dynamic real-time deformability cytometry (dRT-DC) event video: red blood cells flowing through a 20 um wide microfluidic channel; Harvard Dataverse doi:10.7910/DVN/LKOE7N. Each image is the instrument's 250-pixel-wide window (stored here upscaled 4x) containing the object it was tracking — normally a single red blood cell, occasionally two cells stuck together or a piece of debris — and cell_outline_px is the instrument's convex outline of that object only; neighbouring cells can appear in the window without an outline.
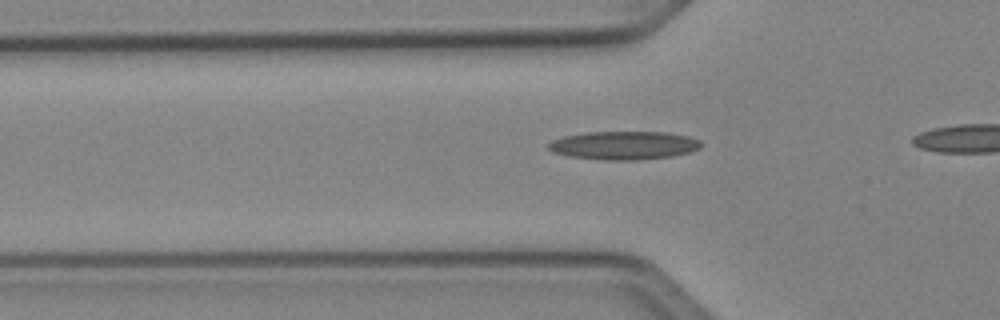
{"species": "Egyptian fruit bat (a non-hibernating species)", "species_latin": "Rousettus aegyptiacus", "temperature_condition": "cold", "stored_images_in_passage": 37, "camera_frame_rate_fps": 3000, "um_per_image_px": 0.085, "animal": {"sex": "female"}, "frame": {"image": 1, "passage_image": 13, "time_ms": 4.0, "image_size_px": [1000, 320], "cell_outline_px": [[700, 148], [688, 152], [672, 156], [640, 160], [604, 160], [568, 156], [552, 152], [548, 148], [548, 144], [552, 140], [564, 136], [588, 132], [664, 132], [688, 136], [700, 140]], "centroid_in_image_um": [53.0, 12.36], "position_along_channel_um": 72.8, "area_um2": 25.2}}
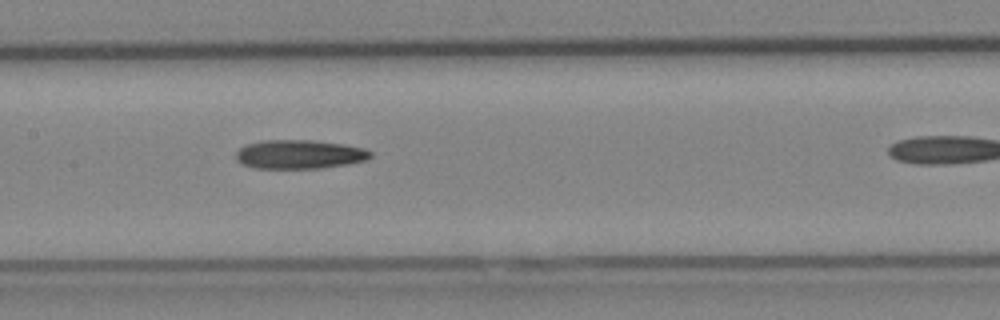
{"frame": {"image": 2, "passage_image": 21, "time_ms": 6.667, "image_size_px": [1000, 320], "cell_outline_px": [[372, 156], [364, 160], [344, 164], [316, 168], [256, 168], [244, 164], [236, 160], [236, 152], [240, 148], [248, 144], [264, 140], [312, 140], [344, 144], [364, 148], [372, 152]], "centroid_in_image_um": [25.44, 13.11], "position_along_channel_um": 182.0, "area_um2": 22.37}}
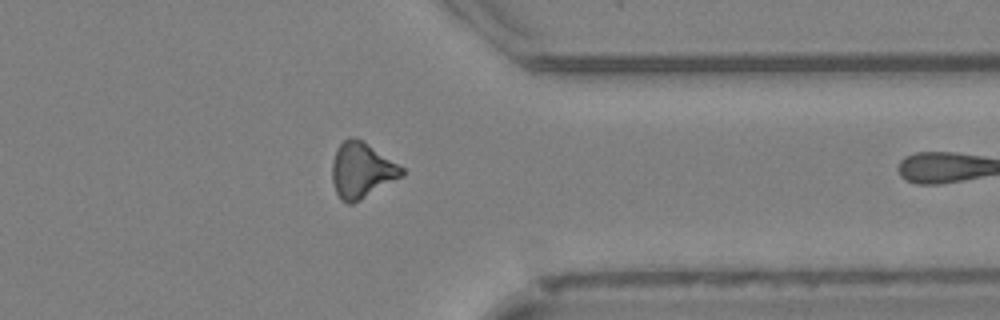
{"frame": {"image": 3, "passage_image": 36, "time_ms": 11.667, "image_size_px": [1000, 320], "cell_outline_px": [[404, 176], [360, 200], [352, 204], [348, 204], [340, 200], [336, 192], [332, 180], [332, 160], [336, 148], [348, 136], [352, 136], [360, 140], [404, 168]], "centroid_in_image_um": [30.71, 14.5], "position_along_channel_um": 380.7, "area_um2": 22.43}}